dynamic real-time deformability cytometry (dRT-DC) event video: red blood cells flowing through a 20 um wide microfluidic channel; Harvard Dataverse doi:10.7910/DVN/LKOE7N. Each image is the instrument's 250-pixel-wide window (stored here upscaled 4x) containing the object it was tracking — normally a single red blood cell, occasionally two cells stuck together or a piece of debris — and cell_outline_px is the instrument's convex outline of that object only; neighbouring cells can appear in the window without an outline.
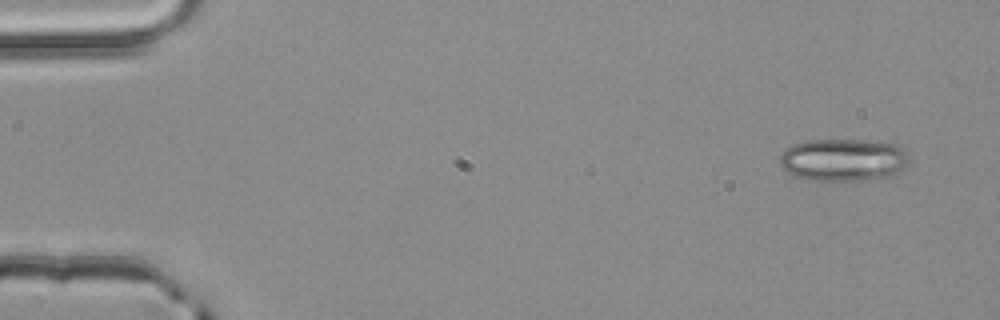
{"species": "common noctule bat (a hibernating species)", "species_latin": "Nyctalus noctula", "temperature_condition": "room temperature", "stored_images_in_passage": 5, "camera_frame_rate_fps": 3000, "um_per_image_px": 0.085, "animal": {"sex": "male", "body_mass_g": 20.4}, "frame": {"image": 1, "passage_image": 1, "time_ms": 0.0, "image_size_px": [1000, 320], "cell_outline_px": [[908, 160], [892, 176], [860, 180], [804, 180], [788, 172], [780, 164], [780, 156], [792, 144], [804, 140], [860, 140], [900, 144], [908, 152]], "centroid_in_image_um": [71.67, 13.57], "position_along_channel_um": 13.3, "area_um2": 31.91}}